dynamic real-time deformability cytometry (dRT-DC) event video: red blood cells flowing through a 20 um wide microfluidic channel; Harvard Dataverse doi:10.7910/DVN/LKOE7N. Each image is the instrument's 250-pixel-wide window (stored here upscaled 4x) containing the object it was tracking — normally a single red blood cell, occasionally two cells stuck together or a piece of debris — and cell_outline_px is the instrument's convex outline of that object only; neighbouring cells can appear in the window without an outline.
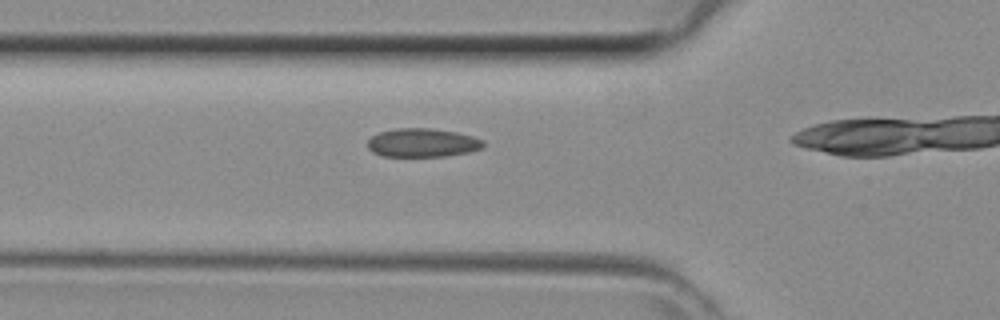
{"species": "common noctule bat (a hibernating species)", "species_latin": "Nyctalus noctula", "temperature_condition": "room temperature", "stored_images_in_passage": 12, "camera_frame_rate_fps": 3000, "um_per_image_px": 0.085, "animal": {"sex": "female", "body_mass_g": 29.2, "forearm_length_mm": 56.3}, "frame": {"image": 1, "passage_image": 9, "time_ms": 2.667, "image_size_px": [1000, 320], "cell_outline_px": [[484, 148], [468, 152], [444, 156], [384, 156], [372, 152], [368, 148], [368, 140], [372, 136], [380, 132], [396, 128], [428, 128], [456, 132], [472, 136], [484, 140]], "centroid_in_image_um": [35.92, 12.13], "position_along_channel_um": 89.9, "area_um2": 19.25}}